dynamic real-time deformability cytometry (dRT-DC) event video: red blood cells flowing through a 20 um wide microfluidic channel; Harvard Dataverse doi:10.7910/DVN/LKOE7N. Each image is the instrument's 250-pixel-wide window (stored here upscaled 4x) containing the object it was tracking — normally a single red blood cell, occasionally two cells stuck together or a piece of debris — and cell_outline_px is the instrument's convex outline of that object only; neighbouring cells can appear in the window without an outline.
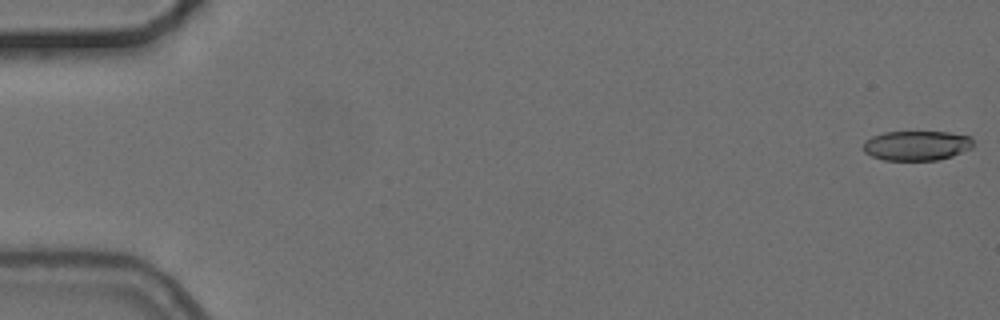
{"species": "common noctule bat (a hibernating species)", "species_latin": "Nyctalus noctula", "temperature_condition": "cold", "stored_images_in_passage": 55, "camera_frame_rate_fps": 3000, "um_per_image_px": 0.085, "animal": {"sex": "female", "body_mass_g": 24.6, "forearm_length_mm": 56.2}, "frame": {"image": 1, "passage_image": 1, "time_ms": 0.0, "image_size_px": [1000, 320], "cell_outline_px": [[976, 144], [972, 148], [952, 156], [940, 160], [884, 160], [872, 156], [864, 152], [864, 140], [872, 136], [884, 132], [948, 132], [972, 136]], "centroid_in_image_um": [77.96, 12.37], "position_along_channel_um": 7.0, "area_um2": 19.31}}
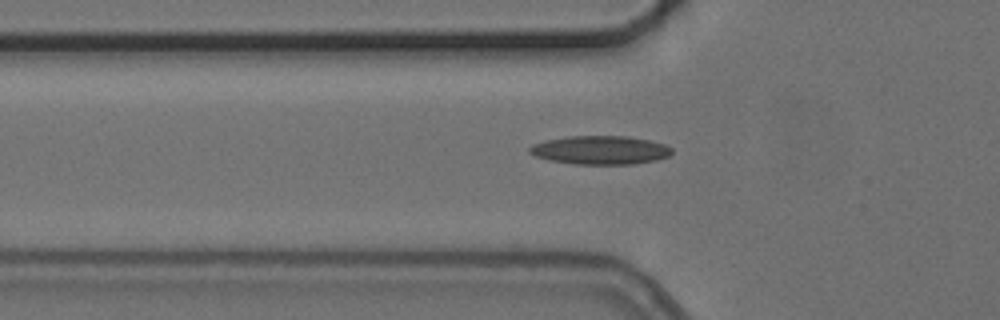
{"frame": {"image": 2, "passage_image": 19, "time_ms": 6.0, "image_size_px": [1000, 320], "cell_outline_px": [[672, 152], [668, 156], [656, 160], [636, 164], [572, 164], [548, 160], [536, 156], [528, 152], [528, 148], [532, 144], [544, 140], [568, 136], [628, 136], [648, 140], [664, 144], [672, 148]], "centroid_in_image_um": [50.99, 12.76], "position_along_channel_um": 74.8, "area_um2": 23.87}}
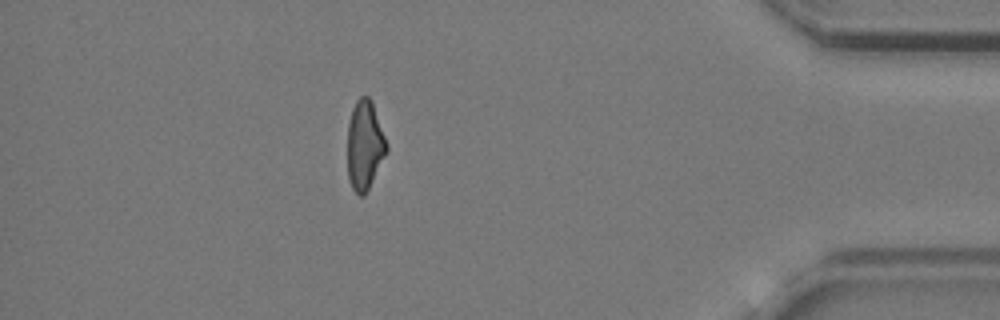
{"frame": {"image": 3, "passage_image": 49, "time_ms": 16.0, "image_size_px": [1000, 320], "cell_outline_px": [[388, 148], [364, 196], [360, 196], [352, 188], [348, 180], [348, 124], [352, 108], [356, 100], [360, 96], [368, 96], [372, 100], [388, 144]], "centroid_in_image_um": [30.99, 12.3], "position_along_channel_um": 404.2, "area_um2": 20.23}, "authors_computed_cell_mechanics": {"area_um2": 20.9236, "velocity_mm_per_s": 3.7292, "shape_relaxation_time_tau1_ms": null, "shape_relaxation_time_tau2_ms": 8.4133, "deformation_change_tau1": null, "deformation_change_tau2": 0.2057}}